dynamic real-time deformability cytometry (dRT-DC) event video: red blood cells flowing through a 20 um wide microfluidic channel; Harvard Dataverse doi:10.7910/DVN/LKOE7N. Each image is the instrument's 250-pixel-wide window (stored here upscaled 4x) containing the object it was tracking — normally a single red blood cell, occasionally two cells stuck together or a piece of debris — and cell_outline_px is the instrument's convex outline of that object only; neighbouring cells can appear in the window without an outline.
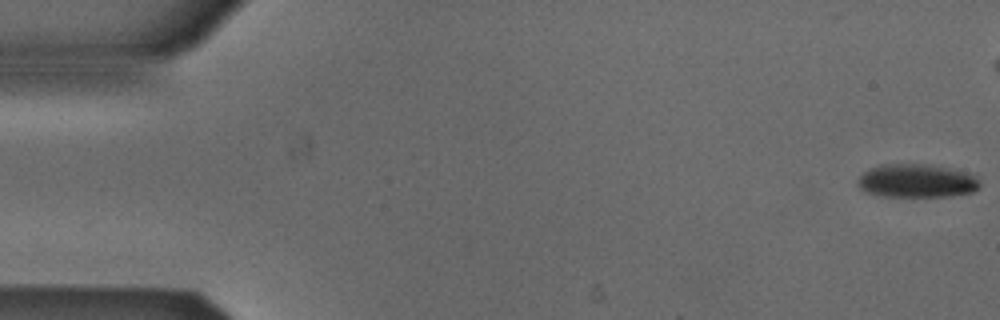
{"species": "Egyptian fruit bat (a non-hibernating species)", "species_latin": "Rousettus aegyptiacus", "temperature_condition": "cold", "stored_images_in_passage": 10, "camera_frame_rate_fps": 3000, "um_per_image_px": 0.085, "animal": {"sex": "male"}, "frame": {"image": 1, "passage_image": 1, "time_ms": 0.0, "image_size_px": [1000, 320], "cell_outline_px": [[980, 188], [972, 192], [952, 196], [880, 196], [864, 192], [856, 184], [856, 180], [868, 168], [884, 164], [932, 164], [948, 168], [976, 176], [980, 180]], "centroid_in_image_um": [77.89, 15.37], "position_along_channel_um": 7.1, "area_um2": 23.99}}